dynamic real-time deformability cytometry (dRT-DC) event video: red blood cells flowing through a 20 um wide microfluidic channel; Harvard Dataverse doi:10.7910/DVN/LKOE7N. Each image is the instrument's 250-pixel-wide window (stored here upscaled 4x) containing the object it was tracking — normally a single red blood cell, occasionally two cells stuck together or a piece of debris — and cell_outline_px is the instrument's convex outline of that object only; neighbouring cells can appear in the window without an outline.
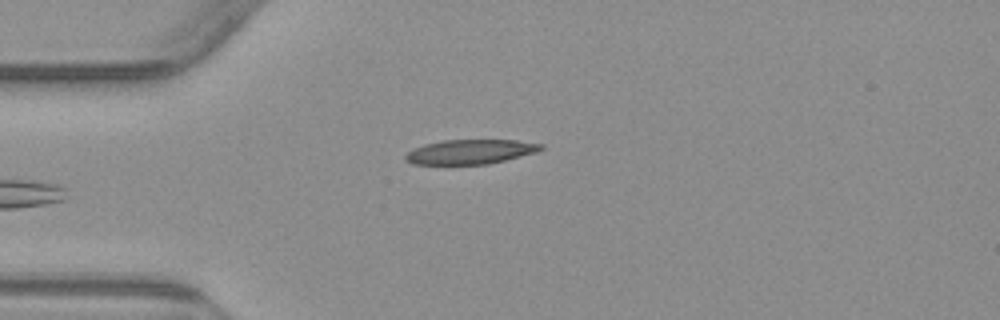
{"species": "common noctule bat (a hibernating species)", "species_latin": "Nyctalus noctula", "temperature_condition": "warm", "stored_images_in_passage": 5, "camera_frame_rate_fps": 3000, "um_per_image_px": 0.085, "animal": {"sex": "male", "body_mass_g": 23.1, "forearm_length_mm": 52.7}, "frame": {"image": 1, "passage_image": 5, "time_ms": 4.667, "image_size_px": [1000, 320], "cell_outline_px": [[544, 148], [536, 152], [488, 164], [412, 164], [404, 160], [404, 156], [412, 148], [424, 144], [444, 140], [516, 140], [544, 144]], "centroid_in_image_um": [39.95, 12.89], "position_along_channel_um": 45.1, "area_um2": 19.36}}